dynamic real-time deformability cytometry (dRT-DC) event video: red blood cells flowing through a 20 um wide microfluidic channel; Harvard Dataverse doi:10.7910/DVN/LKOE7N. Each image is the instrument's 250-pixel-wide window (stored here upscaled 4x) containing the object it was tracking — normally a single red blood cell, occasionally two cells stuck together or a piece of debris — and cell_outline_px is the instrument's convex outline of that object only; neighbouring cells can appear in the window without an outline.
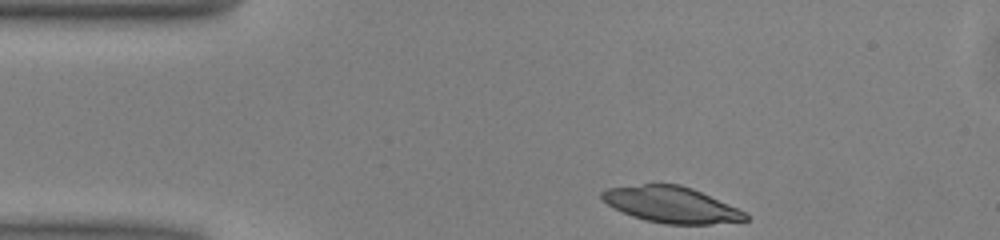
{"species": "common noctule bat (a hibernating species)", "species_latin": "Nyctalus noctula", "temperature_condition": "warm", "stored_images_in_passage": 43, "camera_frame_rate_fps": 3000, "um_per_image_px": 0.085, "animal": {"sex": "male", "body_mass_g": 13.0, "forearm_length_mm": 53.1}, "frame": {"image": 1, "passage_image": 1, "time_ms": 0.0, "image_size_px": [1000, 240], "cell_outline_px": [[748, 220], [712, 224], [664, 224], [644, 220], [632, 216], [608, 204], [600, 196], [600, 192], [608, 188], [644, 184], [680, 184], [692, 188], [736, 208], [744, 212], [748, 216]], "centroid_in_image_um": [57.04, 17.4], "position_along_channel_um": 28.0, "area_um2": 29.77}}
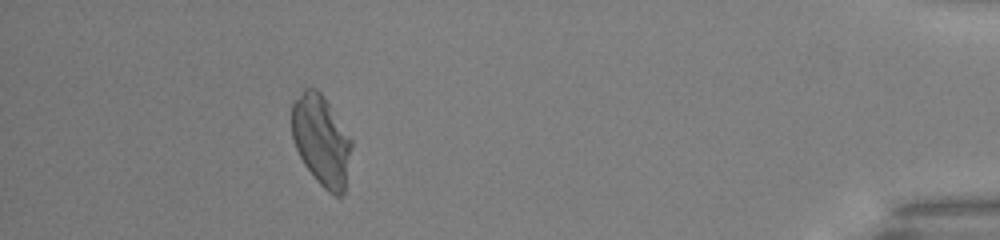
{"frame": {"image": 2, "passage_image": 38, "time_ms": 12.333, "image_size_px": [1000, 240], "cell_outline_px": [[352, 148], [344, 192], [340, 196], [336, 196], [328, 192], [316, 180], [304, 164], [296, 148], [292, 136], [292, 104], [304, 88], [316, 88], [324, 96], [352, 140]], "centroid_in_image_um": [27.32, 11.94], "position_along_channel_um": 407.9, "area_um2": 31.33}}